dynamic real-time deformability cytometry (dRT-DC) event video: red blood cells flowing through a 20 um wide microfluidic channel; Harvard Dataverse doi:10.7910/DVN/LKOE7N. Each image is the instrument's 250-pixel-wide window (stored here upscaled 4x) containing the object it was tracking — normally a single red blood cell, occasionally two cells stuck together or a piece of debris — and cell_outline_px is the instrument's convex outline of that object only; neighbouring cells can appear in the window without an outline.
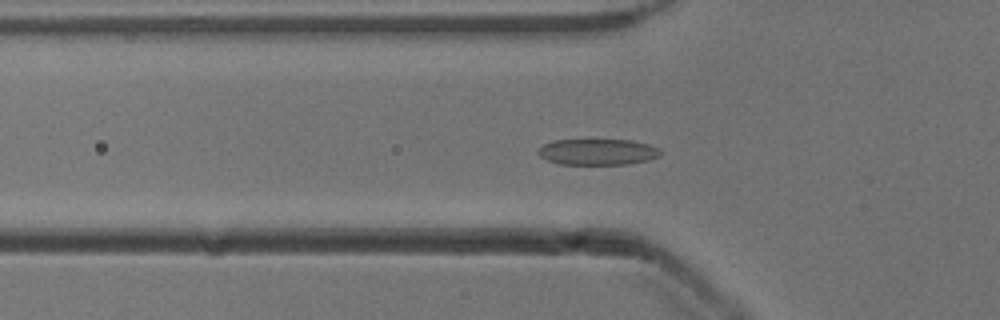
{"species": "common noctule bat (a hibernating species)", "species_latin": "Nyctalus noctula", "temperature_condition": "cold", "stored_images_in_passage": 37, "camera_frame_rate_fps": 3000, "um_per_image_px": 0.085, "animal": {"sex": "male", "body_mass_g": 13.3}, "frame": {"image": 1, "passage_image": 2, "time_ms": 0.333, "image_size_px": [1000, 320], "cell_outline_px": [[660, 156], [648, 160], [628, 164], [560, 164], [548, 160], [540, 156], [536, 152], [544, 144], [556, 140], [632, 140], [648, 144], [660, 148]], "centroid_in_image_um": [50.82, 12.91], "position_along_channel_um": 75.0, "area_um2": 18.5}}
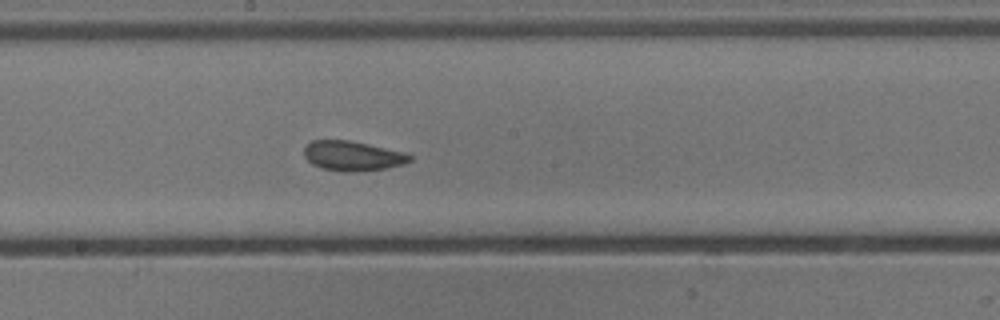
{"frame": {"image": 2, "passage_image": 13, "time_ms": 4.0, "image_size_px": [1000, 320], "cell_outline_px": [[412, 160], [404, 164], [384, 168], [352, 172], [344, 172], [320, 168], [312, 164], [304, 156], [304, 148], [312, 140], [348, 140], [368, 144], [404, 152], [412, 156]], "centroid_in_image_um": [29.95, 13.25], "position_along_channel_um": 218.2, "area_um2": 18.26}}
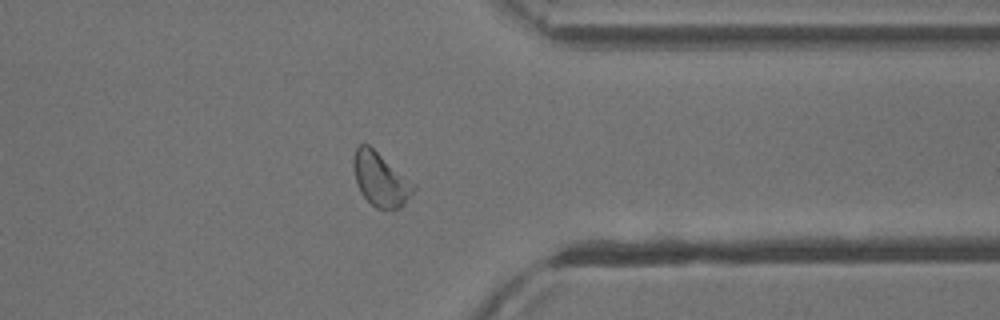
{"frame": {"image": 3, "passage_image": 26, "time_ms": 8.333, "image_size_px": [1000, 320], "cell_outline_px": [[416, 188], [412, 196], [400, 208], [376, 208], [360, 192], [352, 168], [352, 160], [356, 148], [360, 144], [368, 144], [416, 184]], "centroid_in_image_um": [32.35, 15.24], "position_along_channel_um": 379.0, "area_um2": 18.79}, "authors_computed_cell_mechanics": {"area_um2": 18.2648, "velocity_mm_per_s": 3.8829, "shape_relaxation_time_tau1_ms": 5.1651, "shape_relaxation_time_tau2_ms": 2.4989, "deformation_change_tau1": 0.1324, "deformation_change_tau2": 0.0934}}